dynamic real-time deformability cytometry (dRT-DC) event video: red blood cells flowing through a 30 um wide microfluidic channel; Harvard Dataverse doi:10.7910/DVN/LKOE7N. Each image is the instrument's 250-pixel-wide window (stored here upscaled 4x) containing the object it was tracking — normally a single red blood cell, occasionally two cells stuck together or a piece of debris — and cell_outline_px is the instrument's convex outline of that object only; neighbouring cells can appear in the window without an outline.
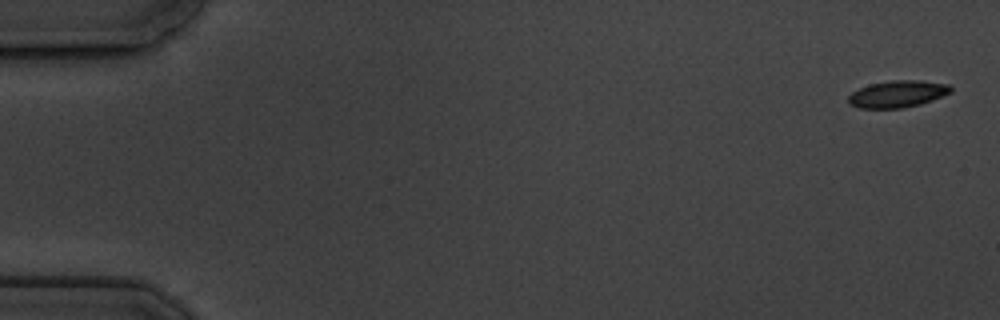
{"species": "common noctule bat (a hibernating species)", "species_latin": "Nyctalus noctula", "temperature_condition": "cold", "stored_images_in_passage": 6, "camera_frame_rate_fps": 3000, "um_per_image_px": 0.085, "animal": {"sex": "male", "body_mass_g": 19.5, "forearm_length_mm": 54.6}, "frame": {"image": 1, "passage_image": 1, "time_ms": 0.0, "image_size_px": [1000, 320], "cell_outline_px": [[952, 92], [932, 100], [920, 104], [904, 108], [860, 108], [848, 104], [848, 96], [852, 92], [860, 88], [872, 84], [892, 80], [920, 80], [948, 84], [952, 88]], "centroid_in_image_um": [76.3, 7.99], "position_along_channel_um": 8.7, "area_um2": 16.01}}
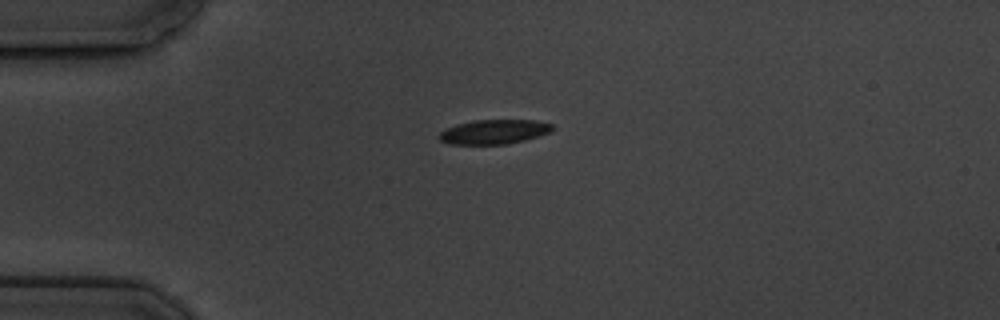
{"frame": {"image": 2, "passage_image": 5, "time_ms": 4.333, "image_size_px": [1000, 320], "cell_outline_px": [[556, 128], [552, 132], [524, 140], [508, 144], [448, 144], [440, 140], [436, 136], [440, 132], [456, 124], [472, 120], [536, 120], [552, 124]], "centroid_in_image_um": [42.01, 11.2], "position_along_channel_um": 43.0, "area_um2": 16.3}}